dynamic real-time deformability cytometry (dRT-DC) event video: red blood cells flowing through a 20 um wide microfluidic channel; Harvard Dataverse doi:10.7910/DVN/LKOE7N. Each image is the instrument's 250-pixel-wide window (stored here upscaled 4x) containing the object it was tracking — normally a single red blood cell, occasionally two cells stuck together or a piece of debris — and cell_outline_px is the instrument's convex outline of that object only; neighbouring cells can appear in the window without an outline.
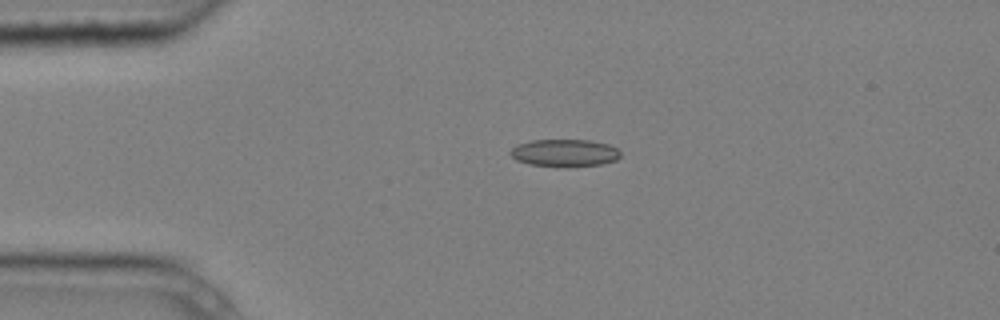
{"species": "common noctule bat (a hibernating species)", "species_latin": "Nyctalus noctula", "temperature_condition": "cold", "stored_images_in_passage": 4, "camera_frame_rate_fps": 3000, "um_per_image_px": 0.085, "animal": {"sex": "male", "body_mass_g": 20.4}, "frame": {"image": 1, "passage_image": 3, "time_ms": 0.667, "image_size_px": [1000, 320], "cell_outline_px": [[620, 156], [616, 160], [604, 164], [528, 164], [516, 160], [508, 152], [516, 144], [532, 140], [592, 140], [608, 144], [616, 148], [620, 152]], "centroid_in_image_um": [47.98, 12.94], "position_along_channel_um": 37.0, "area_um2": 16.88}}